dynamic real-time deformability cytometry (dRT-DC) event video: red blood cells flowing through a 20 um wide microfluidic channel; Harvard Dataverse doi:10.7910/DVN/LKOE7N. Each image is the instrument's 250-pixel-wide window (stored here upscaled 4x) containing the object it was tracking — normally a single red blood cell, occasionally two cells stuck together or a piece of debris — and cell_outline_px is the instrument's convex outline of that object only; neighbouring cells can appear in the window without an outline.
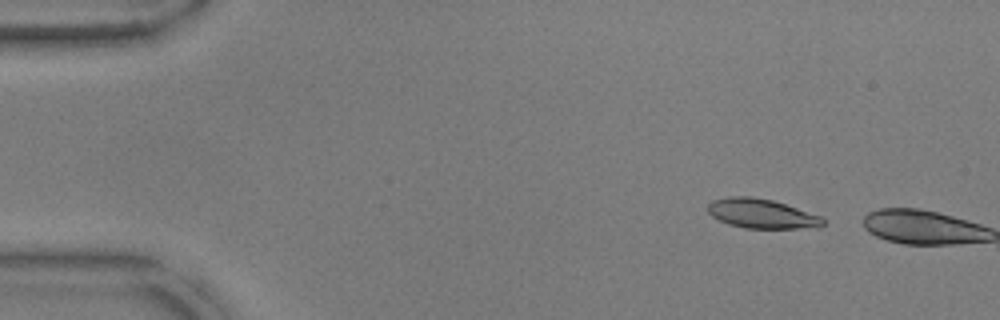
{"species": "common noctule bat (a hibernating species)", "species_latin": "Nyctalus noctula", "temperature_condition": "warm", "stored_images_in_passage": 6, "camera_frame_rate_fps": 3000, "um_per_image_px": 0.085, "animal": {"sex": "male", "body_mass_g": 17.9, "forearm_length_mm": 54.2}, "frame": {"image": 1, "passage_image": 5, "time_ms": 1.333, "image_size_px": [1000, 320], "cell_outline_px": [[824, 224], [820, 228], [744, 228], [728, 224], [712, 216], [708, 212], [708, 204], [712, 200], [728, 196], [752, 196], [772, 200], [820, 216], [824, 220]], "centroid_in_image_um": [64.72, 18.16], "position_along_channel_um": 20.3, "area_um2": 19.71}}